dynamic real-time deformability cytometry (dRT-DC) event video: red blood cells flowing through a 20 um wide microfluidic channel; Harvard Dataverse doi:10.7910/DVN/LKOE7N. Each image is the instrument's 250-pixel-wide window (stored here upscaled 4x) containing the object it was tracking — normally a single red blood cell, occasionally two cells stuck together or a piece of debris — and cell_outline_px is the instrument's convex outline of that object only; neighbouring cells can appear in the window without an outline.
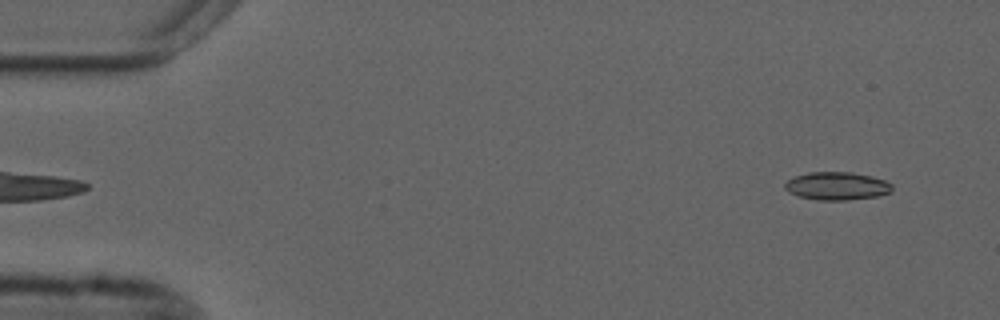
{"species": "common noctule bat (a hibernating species)", "species_latin": "Nyctalus noctula", "temperature_condition": "cold", "stored_images_in_passage": 48, "camera_frame_rate_fps": 3000, "um_per_image_px": 0.085, "animal": {"sex": "male", "forearm_length_mm": 52.5}, "frame": {"image": 1, "passage_image": 2, "time_ms": 0.333, "image_size_px": [1000, 320], "cell_outline_px": [[892, 192], [880, 196], [844, 200], [820, 200], [800, 196], [788, 192], [784, 188], [784, 184], [788, 180], [796, 176], [808, 172], [852, 172], [872, 176], [884, 180], [892, 184]], "centroid_in_image_um": [71.16, 15.8], "position_along_channel_um": 13.8, "area_um2": 17.51}}
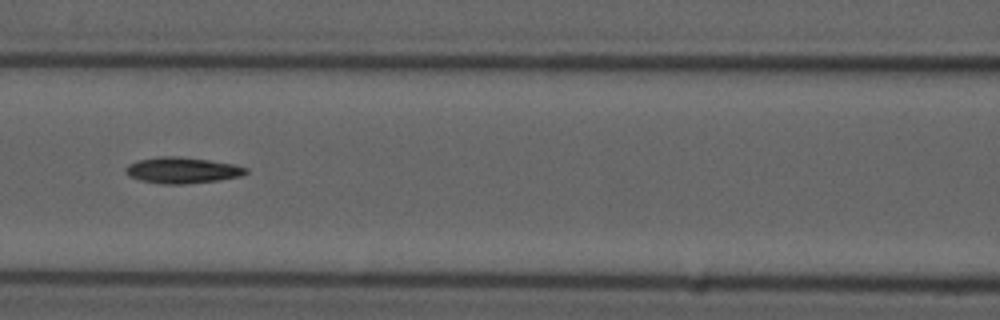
{"frame": {"image": 2, "passage_image": 22, "time_ms": 7.0, "image_size_px": [1000, 320], "cell_outline_px": [[248, 172], [240, 176], [216, 180], [184, 184], [164, 184], [140, 180], [128, 176], [124, 172], [124, 168], [128, 164], [136, 160], [160, 156], [180, 156], [236, 164], [248, 168]], "centroid_in_image_um": [15.45, 14.46], "position_along_channel_um": 151.2, "area_um2": 18.38}}
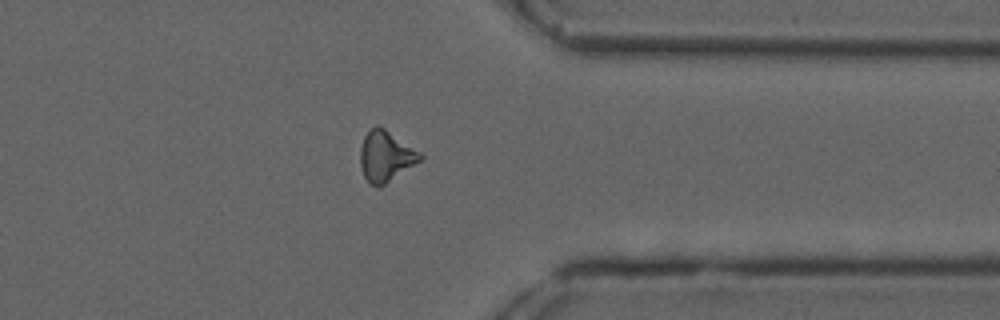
{"frame": {"image": 3, "passage_image": 41, "time_ms": 13.333, "image_size_px": [1000, 320], "cell_outline_px": [[424, 156], [420, 160], [384, 184], [368, 184], [364, 176], [360, 164], [360, 148], [364, 136], [368, 128], [376, 124], [384, 128], [420, 152]], "centroid_in_image_um": [32.74, 13.23], "position_along_channel_um": 378.7, "area_um2": 17.34}}